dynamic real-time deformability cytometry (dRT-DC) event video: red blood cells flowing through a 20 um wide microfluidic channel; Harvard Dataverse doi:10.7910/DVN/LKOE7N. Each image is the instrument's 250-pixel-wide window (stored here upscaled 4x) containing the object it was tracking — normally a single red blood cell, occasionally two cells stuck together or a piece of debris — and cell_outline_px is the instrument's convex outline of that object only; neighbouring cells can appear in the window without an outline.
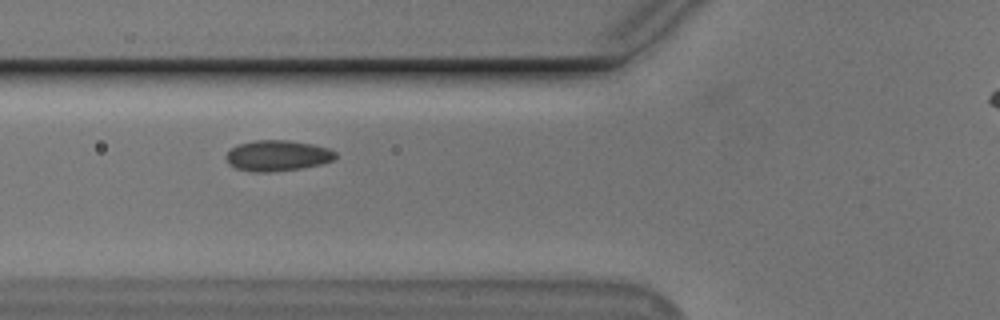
{"species": "Egyptian fruit bat (a non-hibernating species)", "species_latin": "Rousettus aegyptiacus", "temperature_condition": "cold", "stored_images_in_passage": 39, "camera_frame_rate_fps": 3000, "um_per_image_px": 0.085, "animal": {"sex": "male"}, "frame": {"image": 1, "passage_image": 10, "time_ms": 3.0, "image_size_px": [1000, 320], "cell_outline_px": [[336, 156], [332, 160], [320, 164], [300, 168], [268, 172], [252, 172], [236, 168], [228, 164], [224, 156], [232, 148], [240, 144], [256, 140], [288, 140], [312, 144], [328, 148], [336, 152]], "centroid_in_image_um": [23.56, 13.23], "position_along_channel_um": 102.2, "area_um2": 19.48}}
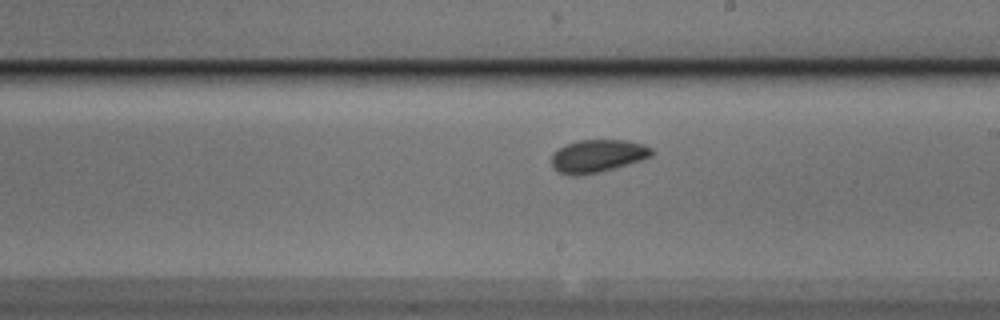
{"frame": {"image": 2, "passage_image": 21, "time_ms": 6.667, "image_size_px": [1000, 320], "cell_outline_px": [[656, 152], [652, 156], [640, 160], [600, 172], [576, 176], [572, 176], [560, 172], [552, 168], [552, 152], [564, 144], [576, 140], [624, 140], [644, 144], [652, 148]], "centroid_in_image_um": [50.78, 13.25], "position_along_channel_um": 238.2, "area_um2": 19.31}}
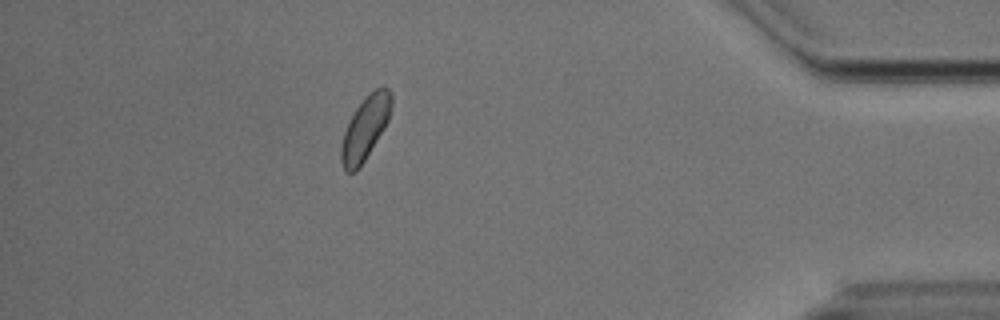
{"frame": {"image": 3, "passage_image": 38, "time_ms": 12.333, "image_size_px": [1000, 320], "cell_outline_px": [[392, 108], [388, 120], [384, 128], [364, 160], [356, 172], [348, 172], [344, 168], [340, 160], [340, 148], [344, 132], [356, 108], [364, 96], [368, 92], [380, 84], [384, 84], [392, 92]], "centroid_in_image_um": [31.07, 10.8], "position_along_channel_um": 404.1, "area_um2": 18.67}}